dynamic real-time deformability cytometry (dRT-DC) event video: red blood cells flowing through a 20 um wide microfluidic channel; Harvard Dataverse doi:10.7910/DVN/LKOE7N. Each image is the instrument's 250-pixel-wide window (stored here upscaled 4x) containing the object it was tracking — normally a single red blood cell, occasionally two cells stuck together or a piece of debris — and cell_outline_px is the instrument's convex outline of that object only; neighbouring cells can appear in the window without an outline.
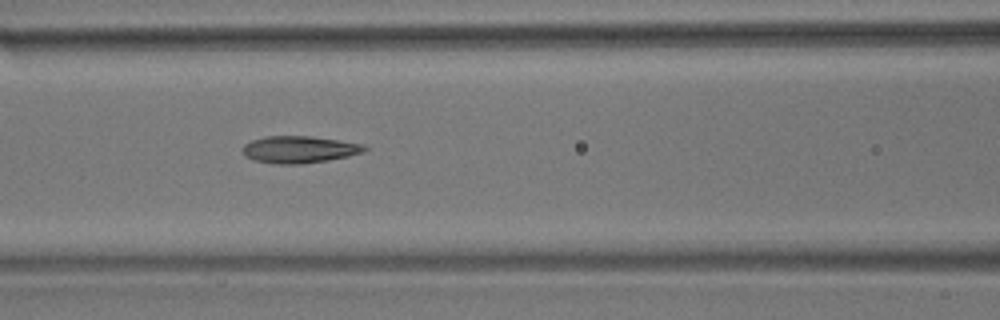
{"species": "common noctule bat (a hibernating species)", "species_latin": "Nyctalus noctula", "temperature_condition": "room temperature", "stored_images_in_passage": 12, "camera_frame_rate_fps": 3000, "um_per_image_px": 0.085, "animal": {"sex": "male", "body_mass_g": 17.9}, "frame": {"image": 1, "passage_image": 6, "time_ms": 1.667, "image_size_px": [1000, 320], "cell_outline_px": [[368, 148], [364, 152], [348, 156], [328, 160], [300, 164], [272, 164], [252, 160], [244, 156], [240, 148], [244, 144], [252, 140], [264, 136], [312, 136], [364, 144]], "centroid_in_image_um": [25.39, 12.71], "position_along_channel_um": 141.2, "area_um2": 19.48}}
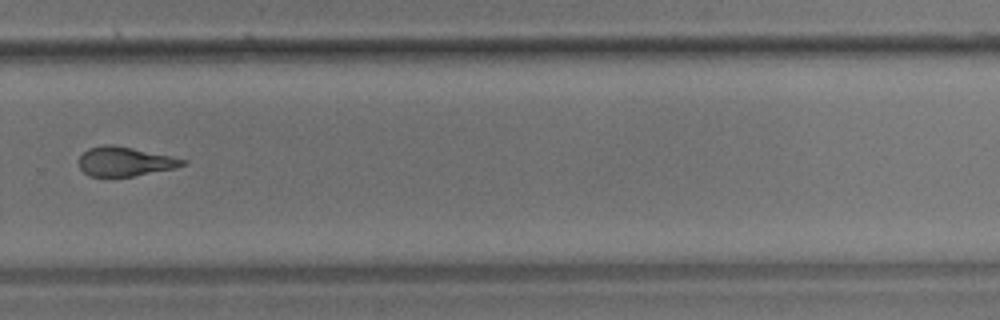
{"frame": {"image": 2, "passage_image": 10, "time_ms": 3.0, "image_size_px": [1000, 320], "cell_outline_px": [[188, 164], [176, 168], [132, 176], [88, 176], [80, 168], [80, 156], [88, 148], [104, 144], [112, 144], [132, 148], [188, 160]], "centroid_in_image_um": [10.63, 13.72], "position_along_channel_um": 319.2, "area_um2": 17.57}}
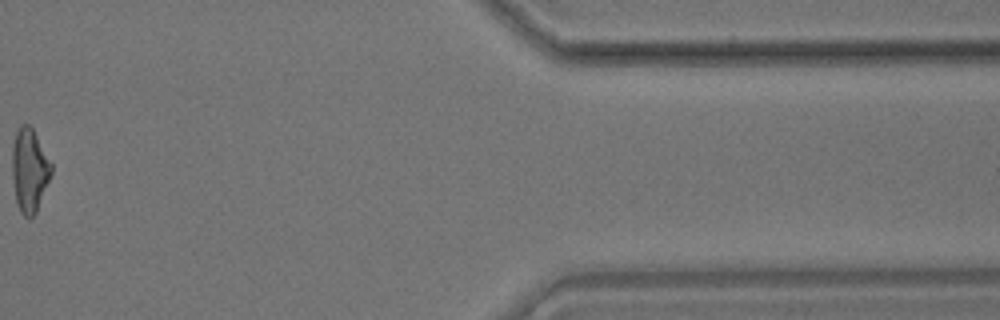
{"frame": {"image": 3, "passage_image": 12, "time_ms": 3.667, "image_size_px": [1000, 320], "cell_outline_px": [[52, 172], [36, 212], [32, 216], [24, 216], [20, 212], [16, 204], [12, 180], [12, 144], [16, 132], [20, 124], [28, 124], [32, 128], [52, 164]], "centroid_in_image_um": [2.48, 14.46], "position_along_channel_um": 408.9, "area_um2": 19.02}}